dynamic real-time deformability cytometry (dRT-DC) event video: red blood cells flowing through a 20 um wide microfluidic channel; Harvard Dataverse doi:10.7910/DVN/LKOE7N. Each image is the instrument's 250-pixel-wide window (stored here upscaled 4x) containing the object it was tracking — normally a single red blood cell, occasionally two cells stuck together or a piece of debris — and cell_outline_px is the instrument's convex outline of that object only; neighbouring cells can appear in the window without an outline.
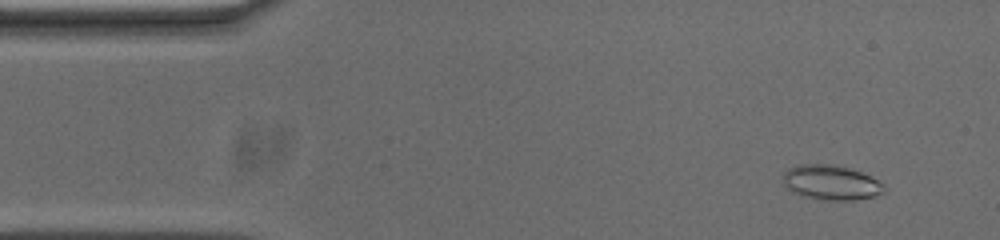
{"species": "common noctule bat (a hibernating species)", "species_latin": "Nyctalus noctula", "temperature_condition": "cold", "stored_images_in_passage": 54, "camera_frame_rate_fps": 3000, "um_per_image_px": 0.085, "animal": {"sex": "male", "body_mass_g": 20.0, "forearm_length_mm": 53.3}, "frame": {"image": 1, "passage_image": 4, "time_ms": 1.0, "image_size_px": [1000, 240], "cell_outline_px": [[884, 192], [876, 196], [856, 200], [820, 200], [800, 196], [792, 192], [784, 184], [784, 172], [788, 168], [796, 164], [828, 164], [848, 168], [872, 176], [884, 184]], "centroid_in_image_um": [70.63, 15.53], "position_along_channel_um": 14.4, "area_um2": 20.69}}
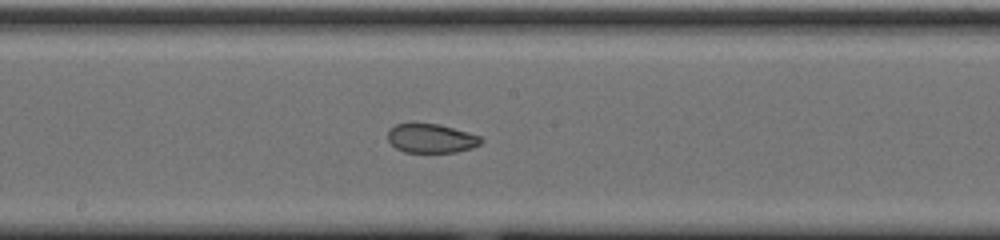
{"frame": {"image": 2, "passage_image": 27, "time_ms": 8.667, "image_size_px": [1000, 240], "cell_outline_px": [[484, 140], [480, 144], [472, 148], [456, 152], [404, 152], [396, 148], [388, 140], [388, 128], [396, 124], [440, 124], [480, 136]], "centroid_in_image_um": [36.65, 11.76], "position_along_channel_um": 211.6, "area_um2": 15.72}}
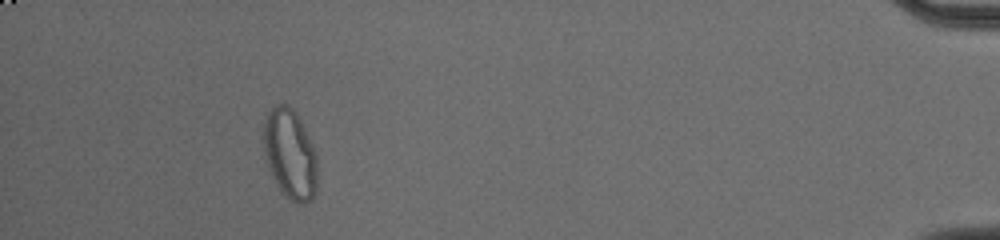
{"frame": {"image": 3, "passage_image": 49, "time_ms": 16.0, "image_size_px": [1000, 240], "cell_outline_px": [[316, 192], [312, 200], [304, 204], [296, 204], [280, 188], [264, 160], [264, 120], [268, 112], [276, 104], [288, 104], [296, 112], [316, 152]], "centroid_in_image_um": [24.65, 13.08], "position_along_channel_um": 410.5, "area_um2": 27.98}, "authors_computed_cell_mechanics": {"area_um2": 19.3919, "velocity_mm_per_s": 3.6968, "shape_relaxation_time_tau1_ms": null, "shape_relaxation_time_tau2_ms": 1.8627, "deformation_change_tau1": null, "deformation_change_tau2": 0.0583}}